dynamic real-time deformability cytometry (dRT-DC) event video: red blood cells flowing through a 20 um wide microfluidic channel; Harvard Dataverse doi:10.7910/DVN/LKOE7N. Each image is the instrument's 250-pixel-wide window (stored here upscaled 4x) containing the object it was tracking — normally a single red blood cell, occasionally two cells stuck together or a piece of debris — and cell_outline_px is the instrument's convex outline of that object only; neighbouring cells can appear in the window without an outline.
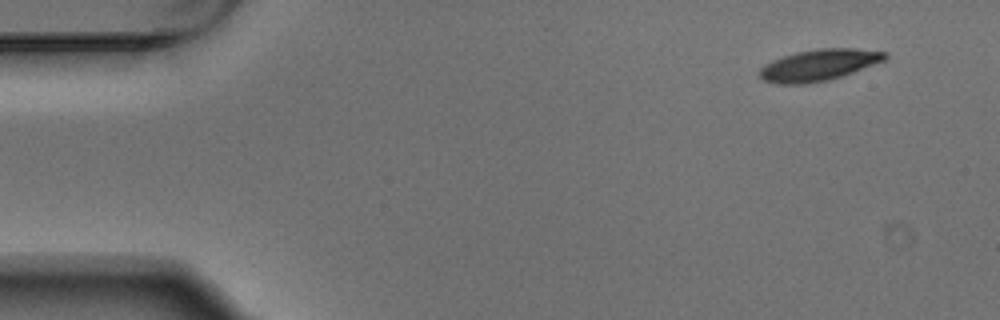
{"species": "Egyptian fruit bat (a non-hibernating species)", "species_latin": "Rousettus aegyptiacus", "temperature_condition": "warm", "stored_images_in_passage": 6, "camera_frame_rate_fps": 3000, "um_per_image_px": 0.085, "animal": {"sex": "male"}, "frame": {"image": 1, "passage_image": 1, "time_ms": 0.0, "image_size_px": [1000, 320], "cell_outline_px": [[888, 56], [884, 60], [852, 72], [828, 80], [804, 84], [776, 84], [764, 80], [756, 76], [756, 72], [764, 64], [772, 60], [796, 52], [816, 48], [852, 48], [888, 52]], "centroid_in_image_um": [69.52, 5.53], "position_along_channel_um": 15.5, "area_um2": 23.0}}
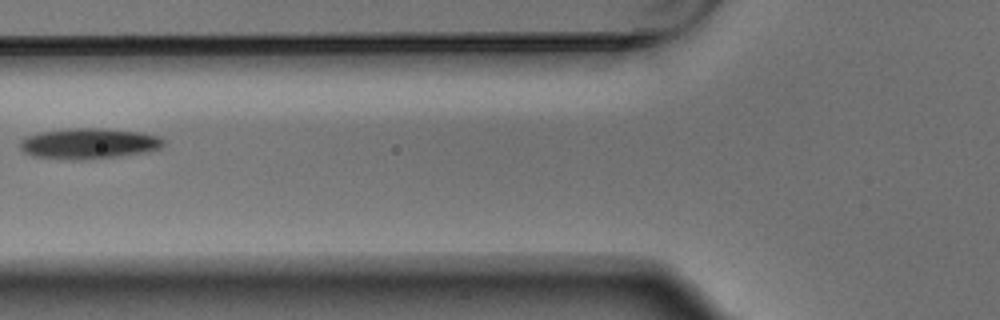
{"frame": {"image": 2, "passage_image": 5, "time_ms": 1.333, "image_size_px": [1000, 320], "cell_outline_px": [[164, 144], [160, 148], [144, 152], [120, 156], [80, 160], [72, 160], [32, 156], [24, 152], [20, 148], [20, 140], [24, 136], [40, 132], [68, 128], [104, 128], [140, 132], [160, 136], [164, 140]], "centroid_in_image_um": [7.52, 12.19], "position_along_channel_um": 118.3, "area_um2": 25.84}}
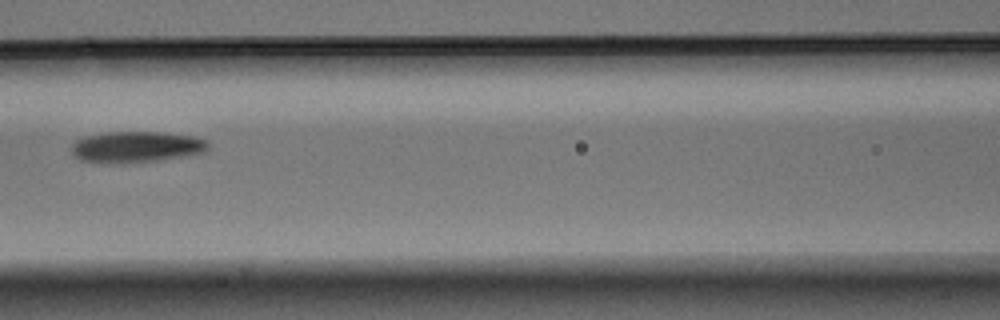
{"frame": {"image": 3, "passage_image": 6, "time_ms": 1.667, "image_size_px": [1000, 320], "cell_outline_px": [[208, 148], [204, 152], [184, 156], [156, 160], [120, 164], [80, 160], [72, 152], [72, 144], [76, 140], [88, 136], [104, 132], [160, 132], [192, 136], [208, 140]], "centroid_in_image_um": [11.59, 12.48], "position_along_channel_um": 155.0, "area_um2": 24.62}}